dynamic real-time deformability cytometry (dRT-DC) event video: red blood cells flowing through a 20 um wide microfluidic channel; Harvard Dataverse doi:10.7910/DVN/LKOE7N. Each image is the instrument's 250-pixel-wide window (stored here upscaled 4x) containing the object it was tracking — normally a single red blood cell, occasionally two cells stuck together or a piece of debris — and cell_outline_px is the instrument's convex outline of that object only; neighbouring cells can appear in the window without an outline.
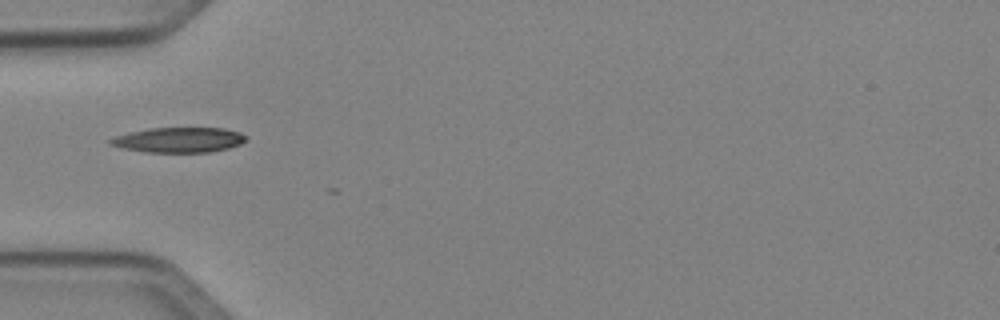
{"species": "Egyptian fruit bat (a non-hibernating species)", "species_latin": "Rousettus aegyptiacus", "temperature_condition": "cold", "stored_images_in_passage": 3, "camera_frame_rate_fps": 3000, "um_per_image_px": 0.085, "animal": {"sex": "female"}, "frame": {"image": 1, "passage_image": 1, "time_ms": 0.0, "image_size_px": [1000, 320], "cell_outline_px": [[248, 140], [240, 144], [228, 148], [208, 152], [144, 152], [124, 148], [108, 144], [108, 140], [116, 136], [128, 132], [148, 128], [224, 128], [240, 132], [248, 136]], "centroid_in_image_um": [15.22, 11.88], "position_along_channel_um": 69.8, "area_um2": 19.94}}